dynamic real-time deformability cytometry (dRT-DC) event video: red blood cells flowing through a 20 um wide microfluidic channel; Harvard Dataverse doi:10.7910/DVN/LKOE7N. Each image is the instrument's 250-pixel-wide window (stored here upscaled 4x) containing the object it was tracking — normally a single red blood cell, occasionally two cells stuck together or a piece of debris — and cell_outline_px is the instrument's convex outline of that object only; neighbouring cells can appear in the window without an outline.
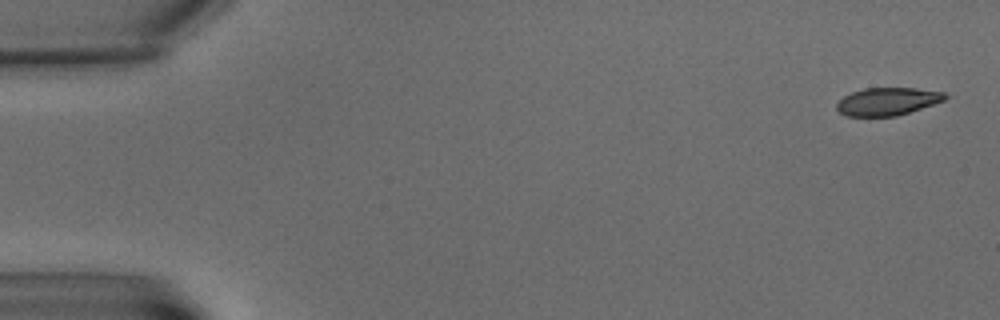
{"species": "common noctule bat (a hibernating species)", "species_latin": "Nyctalus noctula", "temperature_condition": "warm", "stored_images_in_passage": 8, "camera_frame_rate_fps": 3000, "um_per_image_px": 0.085, "animal": {"sex": "male", "body_mass_g": 15.6}, "frame": {"image": 1, "passage_image": 1, "time_ms": 0.0, "image_size_px": [1000, 320], "cell_outline_px": [[948, 96], [944, 100], [896, 116], [848, 116], [840, 112], [836, 108], [836, 104], [844, 96], [852, 92], [864, 88], [916, 88], [944, 92]], "centroid_in_image_um": [75.42, 8.61], "position_along_channel_um": 9.6, "area_um2": 17.28}}
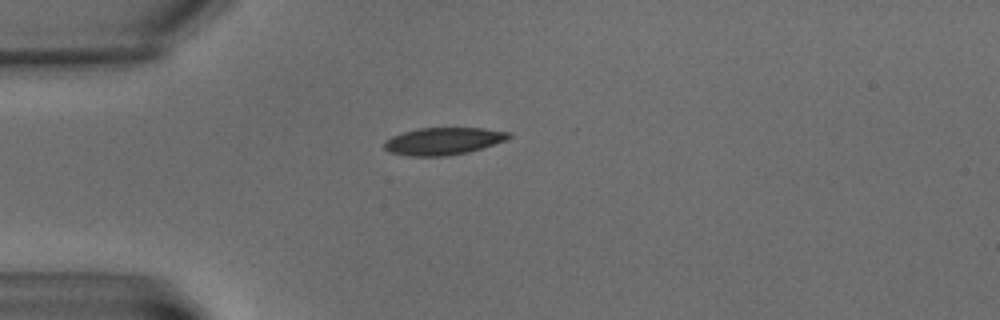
{"frame": {"image": 2, "passage_image": 6, "time_ms": 5.667, "image_size_px": [1000, 320], "cell_outline_px": [[512, 136], [508, 140], [468, 152], [444, 156], [408, 156], [392, 152], [384, 148], [384, 140], [392, 136], [416, 128], [484, 128], [512, 132]], "centroid_in_image_um": [37.72, 11.99], "position_along_channel_um": 47.3, "area_um2": 19.88}}